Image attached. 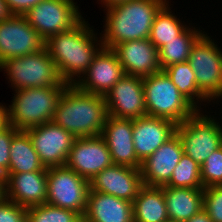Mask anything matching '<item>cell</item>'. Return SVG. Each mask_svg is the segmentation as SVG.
I'll return each instance as SVG.
<instances>
[{"mask_svg":"<svg viewBox=\"0 0 222 222\" xmlns=\"http://www.w3.org/2000/svg\"><path fill=\"white\" fill-rule=\"evenodd\" d=\"M186 222H213V221L208 216V213L204 209H202L200 212L192 216Z\"/></svg>","mask_w":222,"mask_h":222,"instance_id":"obj_36","label":"cell"},{"mask_svg":"<svg viewBox=\"0 0 222 222\" xmlns=\"http://www.w3.org/2000/svg\"><path fill=\"white\" fill-rule=\"evenodd\" d=\"M44 47L45 40L25 16L12 15L0 22V63L38 52Z\"/></svg>","mask_w":222,"mask_h":222,"instance_id":"obj_12","label":"cell"},{"mask_svg":"<svg viewBox=\"0 0 222 222\" xmlns=\"http://www.w3.org/2000/svg\"><path fill=\"white\" fill-rule=\"evenodd\" d=\"M12 16L5 0H0V22Z\"/></svg>","mask_w":222,"mask_h":222,"instance_id":"obj_37","label":"cell"},{"mask_svg":"<svg viewBox=\"0 0 222 222\" xmlns=\"http://www.w3.org/2000/svg\"><path fill=\"white\" fill-rule=\"evenodd\" d=\"M43 0H5L12 15L24 16L30 9Z\"/></svg>","mask_w":222,"mask_h":222,"instance_id":"obj_35","label":"cell"},{"mask_svg":"<svg viewBox=\"0 0 222 222\" xmlns=\"http://www.w3.org/2000/svg\"><path fill=\"white\" fill-rule=\"evenodd\" d=\"M90 190L133 202L143 186L140 169L113 164L89 180Z\"/></svg>","mask_w":222,"mask_h":222,"instance_id":"obj_16","label":"cell"},{"mask_svg":"<svg viewBox=\"0 0 222 222\" xmlns=\"http://www.w3.org/2000/svg\"><path fill=\"white\" fill-rule=\"evenodd\" d=\"M168 217L186 222L203 209V188L163 186Z\"/></svg>","mask_w":222,"mask_h":222,"instance_id":"obj_23","label":"cell"},{"mask_svg":"<svg viewBox=\"0 0 222 222\" xmlns=\"http://www.w3.org/2000/svg\"><path fill=\"white\" fill-rule=\"evenodd\" d=\"M188 26L179 36L167 42L159 50L160 68H164L175 64L184 63L188 61V56L195 42L204 34L199 29Z\"/></svg>","mask_w":222,"mask_h":222,"instance_id":"obj_26","label":"cell"},{"mask_svg":"<svg viewBox=\"0 0 222 222\" xmlns=\"http://www.w3.org/2000/svg\"><path fill=\"white\" fill-rule=\"evenodd\" d=\"M211 38L204 33L188 56L197 87L210 101L222 98V51Z\"/></svg>","mask_w":222,"mask_h":222,"instance_id":"obj_8","label":"cell"},{"mask_svg":"<svg viewBox=\"0 0 222 222\" xmlns=\"http://www.w3.org/2000/svg\"><path fill=\"white\" fill-rule=\"evenodd\" d=\"M201 181L203 188L222 185V146L201 166Z\"/></svg>","mask_w":222,"mask_h":222,"instance_id":"obj_31","label":"cell"},{"mask_svg":"<svg viewBox=\"0 0 222 222\" xmlns=\"http://www.w3.org/2000/svg\"><path fill=\"white\" fill-rule=\"evenodd\" d=\"M112 50L118 56L125 75L145 77L161 71L158 49L149 38L125 41Z\"/></svg>","mask_w":222,"mask_h":222,"instance_id":"obj_19","label":"cell"},{"mask_svg":"<svg viewBox=\"0 0 222 222\" xmlns=\"http://www.w3.org/2000/svg\"><path fill=\"white\" fill-rule=\"evenodd\" d=\"M69 84L14 90L11 105L6 108L7 123L19 131H26L53 120L58 101Z\"/></svg>","mask_w":222,"mask_h":222,"instance_id":"obj_4","label":"cell"},{"mask_svg":"<svg viewBox=\"0 0 222 222\" xmlns=\"http://www.w3.org/2000/svg\"><path fill=\"white\" fill-rule=\"evenodd\" d=\"M169 3L168 1L156 14L149 34V40L158 50L167 42L179 36L188 27L170 11Z\"/></svg>","mask_w":222,"mask_h":222,"instance_id":"obj_28","label":"cell"},{"mask_svg":"<svg viewBox=\"0 0 222 222\" xmlns=\"http://www.w3.org/2000/svg\"><path fill=\"white\" fill-rule=\"evenodd\" d=\"M203 209L213 222H222V185L203 188Z\"/></svg>","mask_w":222,"mask_h":222,"instance_id":"obj_32","label":"cell"},{"mask_svg":"<svg viewBox=\"0 0 222 222\" xmlns=\"http://www.w3.org/2000/svg\"><path fill=\"white\" fill-rule=\"evenodd\" d=\"M89 189V181L66 165L47 168L46 203L75 211L83 217Z\"/></svg>","mask_w":222,"mask_h":222,"instance_id":"obj_9","label":"cell"},{"mask_svg":"<svg viewBox=\"0 0 222 222\" xmlns=\"http://www.w3.org/2000/svg\"><path fill=\"white\" fill-rule=\"evenodd\" d=\"M99 1H101V3L103 4L102 7H104L106 9V8H109L113 5L123 3V2H128L130 0H99Z\"/></svg>","mask_w":222,"mask_h":222,"instance_id":"obj_39","label":"cell"},{"mask_svg":"<svg viewBox=\"0 0 222 222\" xmlns=\"http://www.w3.org/2000/svg\"><path fill=\"white\" fill-rule=\"evenodd\" d=\"M165 186L203 188L201 166L191 157L183 153L179 163L173 170L170 181Z\"/></svg>","mask_w":222,"mask_h":222,"instance_id":"obj_29","label":"cell"},{"mask_svg":"<svg viewBox=\"0 0 222 222\" xmlns=\"http://www.w3.org/2000/svg\"><path fill=\"white\" fill-rule=\"evenodd\" d=\"M97 36L88 21L82 18L69 30L52 35L45 41L62 81L74 85L87 71L103 48L102 40Z\"/></svg>","mask_w":222,"mask_h":222,"instance_id":"obj_1","label":"cell"},{"mask_svg":"<svg viewBox=\"0 0 222 222\" xmlns=\"http://www.w3.org/2000/svg\"><path fill=\"white\" fill-rule=\"evenodd\" d=\"M168 218L163 186L143 185L133 201L134 222H164Z\"/></svg>","mask_w":222,"mask_h":222,"instance_id":"obj_24","label":"cell"},{"mask_svg":"<svg viewBox=\"0 0 222 222\" xmlns=\"http://www.w3.org/2000/svg\"><path fill=\"white\" fill-rule=\"evenodd\" d=\"M183 155L182 143L175 133L141 164L143 185L165 186Z\"/></svg>","mask_w":222,"mask_h":222,"instance_id":"obj_18","label":"cell"},{"mask_svg":"<svg viewBox=\"0 0 222 222\" xmlns=\"http://www.w3.org/2000/svg\"><path fill=\"white\" fill-rule=\"evenodd\" d=\"M104 99L109 116L134 120L147 115L142 77L124 75Z\"/></svg>","mask_w":222,"mask_h":222,"instance_id":"obj_14","label":"cell"},{"mask_svg":"<svg viewBox=\"0 0 222 222\" xmlns=\"http://www.w3.org/2000/svg\"><path fill=\"white\" fill-rule=\"evenodd\" d=\"M124 75L116 53L112 49L102 48L74 85L86 93L105 96Z\"/></svg>","mask_w":222,"mask_h":222,"instance_id":"obj_15","label":"cell"},{"mask_svg":"<svg viewBox=\"0 0 222 222\" xmlns=\"http://www.w3.org/2000/svg\"><path fill=\"white\" fill-rule=\"evenodd\" d=\"M83 222H134L133 202L89 189Z\"/></svg>","mask_w":222,"mask_h":222,"instance_id":"obj_22","label":"cell"},{"mask_svg":"<svg viewBox=\"0 0 222 222\" xmlns=\"http://www.w3.org/2000/svg\"><path fill=\"white\" fill-rule=\"evenodd\" d=\"M27 222H83V217L75 211L44 203L27 208Z\"/></svg>","mask_w":222,"mask_h":222,"instance_id":"obj_30","label":"cell"},{"mask_svg":"<svg viewBox=\"0 0 222 222\" xmlns=\"http://www.w3.org/2000/svg\"><path fill=\"white\" fill-rule=\"evenodd\" d=\"M101 137L107 143L113 164L141 168L133 143V120L107 116Z\"/></svg>","mask_w":222,"mask_h":222,"instance_id":"obj_17","label":"cell"},{"mask_svg":"<svg viewBox=\"0 0 222 222\" xmlns=\"http://www.w3.org/2000/svg\"><path fill=\"white\" fill-rule=\"evenodd\" d=\"M196 110L184 122L176 125L183 153L191 157L200 166L222 146V124L214 116L204 115ZM213 118H211V117Z\"/></svg>","mask_w":222,"mask_h":222,"instance_id":"obj_7","label":"cell"},{"mask_svg":"<svg viewBox=\"0 0 222 222\" xmlns=\"http://www.w3.org/2000/svg\"><path fill=\"white\" fill-rule=\"evenodd\" d=\"M4 197L26 208L46 203L47 171L10 173L4 179Z\"/></svg>","mask_w":222,"mask_h":222,"instance_id":"obj_21","label":"cell"},{"mask_svg":"<svg viewBox=\"0 0 222 222\" xmlns=\"http://www.w3.org/2000/svg\"><path fill=\"white\" fill-rule=\"evenodd\" d=\"M142 82L148 116L165 118L180 124L197 110L182 96L163 70L142 77Z\"/></svg>","mask_w":222,"mask_h":222,"instance_id":"obj_5","label":"cell"},{"mask_svg":"<svg viewBox=\"0 0 222 222\" xmlns=\"http://www.w3.org/2000/svg\"><path fill=\"white\" fill-rule=\"evenodd\" d=\"M45 168L65 166L76 139L72 134L49 121L25 131Z\"/></svg>","mask_w":222,"mask_h":222,"instance_id":"obj_11","label":"cell"},{"mask_svg":"<svg viewBox=\"0 0 222 222\" xmlns=\"http://www.w3.org/2000/svg\"><path fill=\"white\" fill-rule=\"evenodd\" d=\"M4 197V178L0 176V200Z\"/></svg>","mask_w":222,"mask_h":222,"instance_id":"obj_40","label":"cell"},{"mask_svg":"<svg viewBox=\"0 0 222 222\" xmlns=\"http://www.w3.org/2000/svg\"><path fill=\"white\" fill-rule=\"evenodd\" d=\"M107 116L104 96L68 85L58 101L52 121L80 138L101 135Z\"/></svg>","mask_w":222,"mask_h":222,"instance_id":"obj_3","label":"cell"},{"mask_svg":"<svg viewBox=\"0 0 222 222\" xmlns=\"http://www.w3.org/2000/svg\"><path fill=\"white\" fill-rule=\"evenodd\" d=\"M168 0H130L106 8L103 48L113 49L117 44L148 39L156 14Z\"/></svg>","mask_w":222,"mask_h":222,"instance_id":"obj_2","label":"cell"},{"mask_svg":"<svg viewBox=\"0 0 222 222\" xmlns=\"http://www.w3.org/2000/svg\"><path fill=\"white\" fill-rule=\"evenodd\" d=\"M18 129L6 123L0 128V176L4 177L9 170L10 144Z\"/></svg>","mask_w":222,"mask_h":222,"instance_id":"obj_33","label":"cell"},{"mask_svg":"<svg viewBox=\"0 0 222 222\" xmlns=\"http://www.w3.org/2000/svg\"><path fill=\"white\" fill-rule=\"evenodd\" d=\"M6 105L0 103V128L7 123Z\"/></svg>","mask_w":222,"mask_h":222,"instance_id":"obj_38","label":"cell"},{"mask_svg":"<svg viewBox=\"0 0 222 222\" xmlns=\"http://www.w3.org/2000/svg\"><path fill=\"white\" fill-rule=\"evenodd\" d=\"M0 222H27V208L3 197L0 200Z\"/></svg>","mask_w":222,"mask_h":222,"instance_id":"obj_34","label":"cell"},{"mask_svg":"<svg viewBox=\"0 0 222 222\" xmlns=\"http://www.w3.org/2000/svg\"><path fill=\"white\" fill-rule=\"evenodd\" d=\"M112 165L111 153L101 135L76 138L66 162L67 167L88 181Z\"/></svg>","mask_w":222,"mask_h":222,"instance_id":"obj_13","label":"cell"},{"mask_svg":"<svg viewBox=\"0 0 222 222\" xmlns=\"http://www.w3.org/2000/svg\"><path fill=\"white\" fill-rule=\"evenodd\" d=\"M9 170L3 177L10 173L47 171L35 151L30 136L25 131H19L10 144Z\"/></svg>","mask_w":222,"mask_h":222,"instance_id":"obj_25","label":"cell"},{"mask_svg":"<svg viewBox=\"0 0 222 222\" xmlns=\"http://www.w3.org/2000/svg\"><path fill=\"white\" fill-rule=\"evenodd\" d=\"M14 90L57 86L62 80L46 47L0 63Z\"/></svg>","mask_w":222,"mask_h":222,"instance_id":"obj_6","label":"cell"},{"mask_svg":"<svg viewBox=\"0 0 222 222\" xmlns=\"http://www.w3.org/2000/svg\"><path fill=\"white\" fill-rule=\"evenodd\" d=\"M164 222H180V221H177V220H174V219H171V218H168L166 221Z\"/></svg>","mask_w":222,"mask_h":222,"instance_id":"obj_41","label":"cell"},{"mask_svg":"<svg viewBox=\"0 0 222 222\" xmlns=\"http://www.w3.org/2000/svg\"><path fill=\"white\" fill-rule=\"evenodd\" d=\"M163 71L168 75L182 96L197 110H199V106H197L199 102H210V100L198 89L195 73L188 61L172 64L164 68Z\"/></svg>","mask_w":222,"mask_h":222,"instance_id":"obj_27","label":"cell"},{"mask_svg":"<svg viewBox=\"0 0 222 222\" xmlns=\"http://www.w3.org/2000/svg\"><path fill=\"white\" fill-rule=\"evenodd\" d=\"M173 121L153 116H143L133 120V143L137 158L143 162L176 131Z\"/></svg>","mask_w":222,"mask_h":222,"instance_id":"obj_20","label":"cell"},{"mask_svg":"<svg viewBox=\"0 0 222 222\" xmlns=\"http://www.w3.org/2000/svg\"><path fill=\"white\" fill-rule=\"evenodd\" d=\"M74 0H43L24 16L46 41L50 36L67 31L82 18Z\"/></svg>","mask_w":222,"mask_h":222,"instance_id":"obj_10","label":"cell"}]
</instances>
